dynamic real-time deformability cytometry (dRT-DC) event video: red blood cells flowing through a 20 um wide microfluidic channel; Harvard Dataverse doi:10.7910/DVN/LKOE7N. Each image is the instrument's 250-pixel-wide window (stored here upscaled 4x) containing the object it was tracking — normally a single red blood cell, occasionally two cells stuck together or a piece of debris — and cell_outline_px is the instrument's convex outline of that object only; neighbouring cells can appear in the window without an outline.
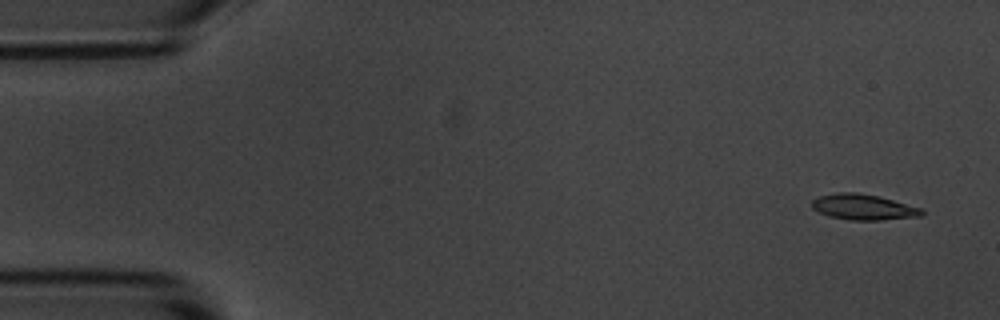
{"species": "common noctule bat (a hibernating species)", "species_latin": "Nyctalus noctula", "temperature_condition": "room temperature", "stored_images_in_passage": 4, "camera_frame_rate_fps": 3000, "um_per_image_px": 0.085, "animal": {"sex": "male", "body_mass_g": 20.1, "forearm_length_mm": 53.5}, "frame": {"image": 1, "passage_image": 1, "time_ms": 0.0, "image_size_px": [1000, 320], "cell_outline_px": [[924, 216], [880, 220], [848, 220], [828, 216], [812, 208], [812, 200], [820, 196], [836, 192], [856, 192], [880, 196], [920, 208], [924, 212]], "centroid_in_image_um": [73.39, 17.6], "position_along_channel_um": 11.6, "area_um2": 16.47}}
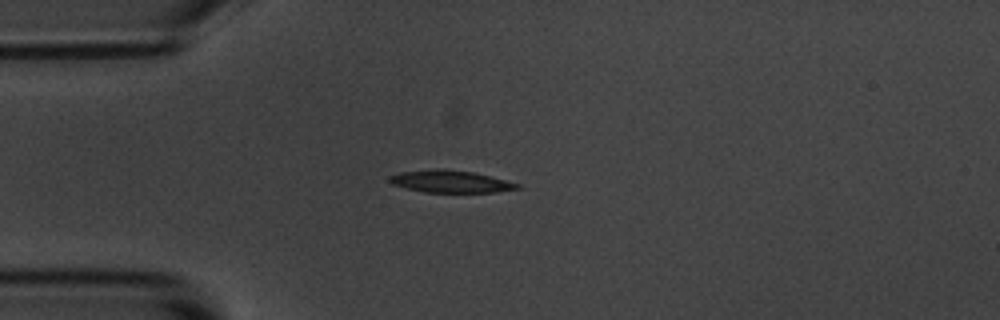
{"frame": {"image": 2, "passage_image": 4, "time_ms": 3.667, "image_size_px": [1000, 320], "cell_outline_px": [[520, 188], [496, 192], [424, 192], [392, 184], [388, 180], [388, 176], [400, 172], [436, 168], [444, 168], [472, 172], [520, 184]], "centroid_in_image_um": [38.25, 15.42], "position_along_channel_um": 46.8, "area_um2": 16.42}}